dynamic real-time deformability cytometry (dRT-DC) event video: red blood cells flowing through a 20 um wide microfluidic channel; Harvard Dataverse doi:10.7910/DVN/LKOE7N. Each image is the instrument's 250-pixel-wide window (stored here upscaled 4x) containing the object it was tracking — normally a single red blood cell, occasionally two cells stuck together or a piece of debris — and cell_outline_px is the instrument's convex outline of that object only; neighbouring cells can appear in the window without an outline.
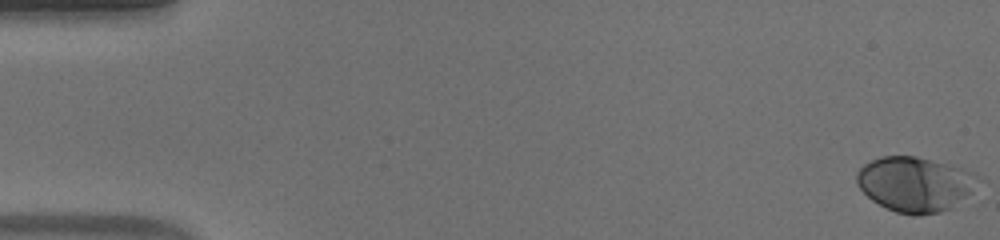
{"species": "human", "species_latin": "Homo sapiens", "temperature_condition": "warm", "stored_images_in_passage": 54, "camera_frame_rate_fps": 3000, "um_per_image_px": 0.085, "donor": {"sex": "male"}, "frame": {"image": 1, "passage_image": 1, "time_ms": 0.0, "image_size_px": [1000, 240], "cell_outline_px": [[984, 180], [952, 208], [940, 212], [916, 216], [912, 216], [896, 212], [872, 200], [856, 184], [856, 172], [864, 164], [880, 156], [916, 156], [964, 168], [976, 172]], "centroid_in_image_um": [77.82, 15.64], "position_along_channel_um": 7.2, "area_um2": 39.19}}
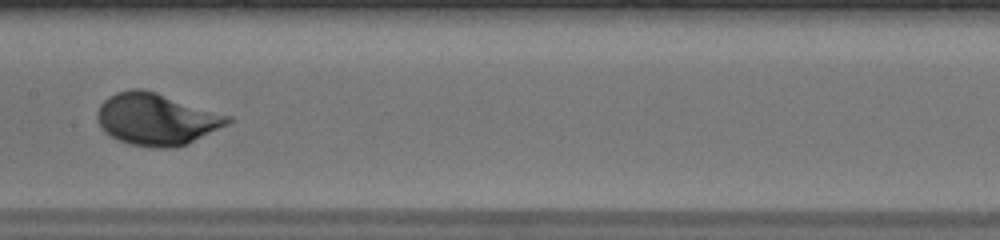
{"frame": {"image": 2, "passage_image": 28, "time_ms": 9.0, "image_size_px": [1000, 240], "cell_outline_px": [[236, 120], [188, 144], [172, 148], [152, 148], [128, 144], [104, 132], [100, 128], [96, 116], [96, 112], [100, 104], [108, 96], [116, 92], [128, 88], [144, 88], [232, 116]], "centroid_in_image_um": [13.3, 10.12], "position_along_channel_um": 194.1, "area_um2": 40.0}}
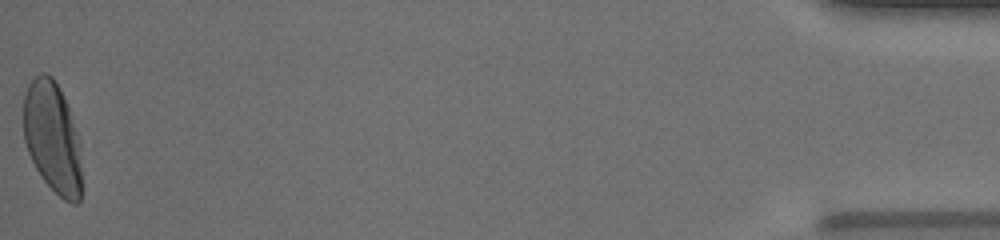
{"frame": {"image": 3, "passage_image": 54, "time_ms": 17.667, "image_size_px": [1000, 240], "cell_outline_px": [[80, 200], [76, 204], [72, 204], [64, 200], [44, 180], [36, 168], [28, 152], [24, 140], [24, 96], [28, 84], [40, 72], [44, 72], [52, 76], [68, 108], [80, 136]], "centroid_in_image_um": [4.46, 11.68], "position_along_channel_um": 430.7, "area_um2": 37.45}}